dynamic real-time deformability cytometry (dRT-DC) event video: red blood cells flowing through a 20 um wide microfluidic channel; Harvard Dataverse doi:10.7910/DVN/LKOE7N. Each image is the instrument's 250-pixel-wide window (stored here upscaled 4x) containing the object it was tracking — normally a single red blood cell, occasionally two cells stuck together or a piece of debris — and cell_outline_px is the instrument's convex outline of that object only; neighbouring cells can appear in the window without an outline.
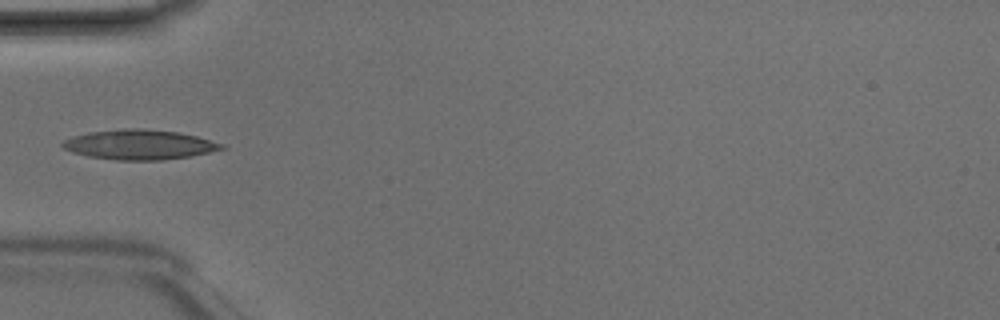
{"species": "Egyptian fruit bat (a non-hibernating species)", "species_latin": "Rousettus aegyptiacus", "temperature_condition": "room temperature", "stored_images_in_passage": 5, "camera_frame_rate_fps": 3000, "um_per_image_px": 0.085, "animal": {"sex": "male"}, "frame": {"image": 1, "passage_image": 4, "time_ms": 1.0, "image_size_px": [1000, 320], "cell_outline_px": [[228, 148], [188, 156], [160, 160], [116, 160], [88, 156], [72, 152], [64, 148], [60, 144], [64, 140], [72, 136], [88, 132], [124, 128], [144, 128], [176, 132], [196, 136], [224, 144]], "centroid_in_image_um": [11.82, 12.28], "position_along_channel_um": 73.2, "area_um2": 27.57}}